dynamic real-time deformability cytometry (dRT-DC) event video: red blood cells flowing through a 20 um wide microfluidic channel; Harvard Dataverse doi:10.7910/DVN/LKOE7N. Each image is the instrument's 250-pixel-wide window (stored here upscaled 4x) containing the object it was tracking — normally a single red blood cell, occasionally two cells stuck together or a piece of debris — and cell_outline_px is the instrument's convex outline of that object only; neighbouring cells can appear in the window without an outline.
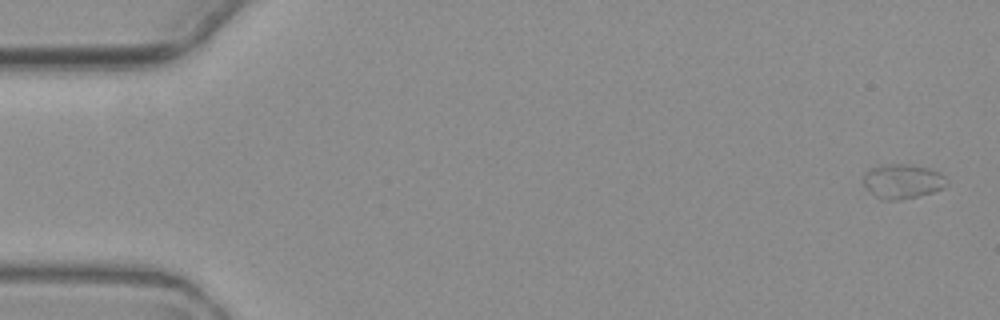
{"species": "common noctule bat (a hibernating species)", "species_latin": "Nyctalus noctula", "temperature_condition": "warm", "stored_images_in_passage": 6, "camera_frame_rate_fps": 3000, "um_per_image_px": 0.085, "animal": {"sex": "female", "body_mass_g": 19.3, "forearm_length_mm": 54.1}, "frame": {"image": 1, "passage_image": 1, "time_ms": 0.0, "image_size_px": [1000, 320], "cell_outline_px": [[948, 184], [944, 188], [932, 192], [900, 200], [888, 200], [876, 196], [864, 184], [864, 172], [868, 168], [888, 164], [908, 164], [928, 168], [940, 172], [948, 180]], "centroid_in_image_um": [76.75, 15.39], "position_along_channel_um": 8.3, "area_um2": 16.65}}
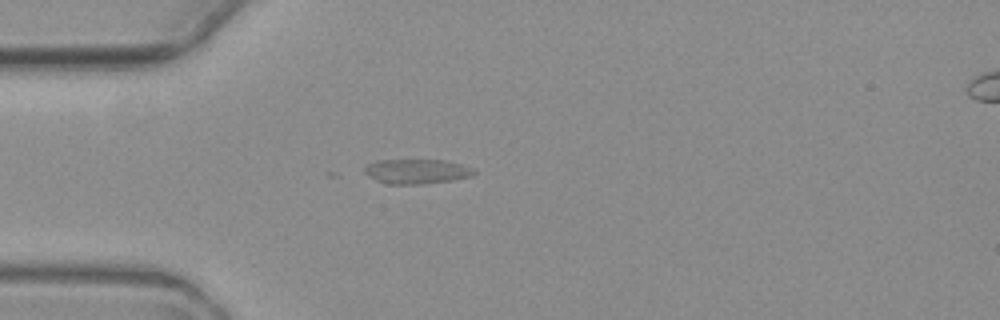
{"frame": {"image": 2, "passage_image": 5, "time_ms": 4.667, "image_size_px": [1000, 320], "cell_outline_px": [[476, 172], [472, 176], [452, 180], [424, 184], [388, 184], [376, 180], [368, 176], [364, 172], [364, 168], [368, 164], [376, 160], [444, 160], [476, 168]], "centroid_in_image_um": [35.43, 14.57], "position_along_channel_um": 49.6, "area_um2": 15.84}}